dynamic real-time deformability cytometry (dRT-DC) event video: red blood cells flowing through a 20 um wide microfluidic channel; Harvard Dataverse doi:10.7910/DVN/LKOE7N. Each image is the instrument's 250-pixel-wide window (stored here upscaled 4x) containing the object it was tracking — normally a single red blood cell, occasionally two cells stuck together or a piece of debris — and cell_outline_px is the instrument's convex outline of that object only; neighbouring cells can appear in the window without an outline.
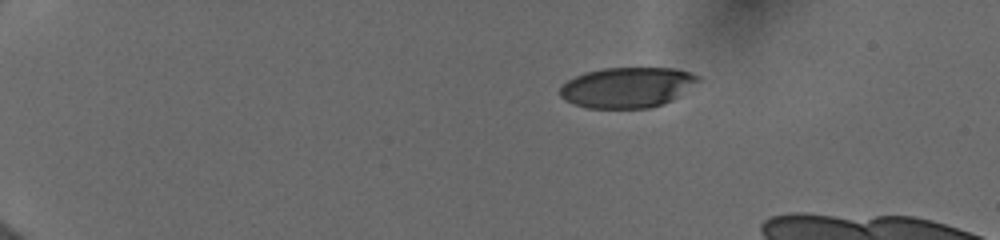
{"species": "human", "species_latin": "Homo sapiens", "temperature_condition": "cold", "stored_images_in_passage": 17, "camera_frame_rate_fps": 3000, "um_per_image_px": 0.085, "donor": {"sex": "female"}, "frame": {"image": 1, "passage_image": 1, "time_ms": 0.0, "image_size_px": [1000, 240], "cell_outline_px": [[700, 80], [672, 100], [648, 108], [588, 108], [564, 100], [560, 96], [560, 88], [568, 80], [584, 72], [604, 68], [672, 68], [688, 72], [700, 76]], "centroid_in_image_um": [53.29, 7.42], "position_along_channel_um": 31.7, "area_um2": 32.25}}
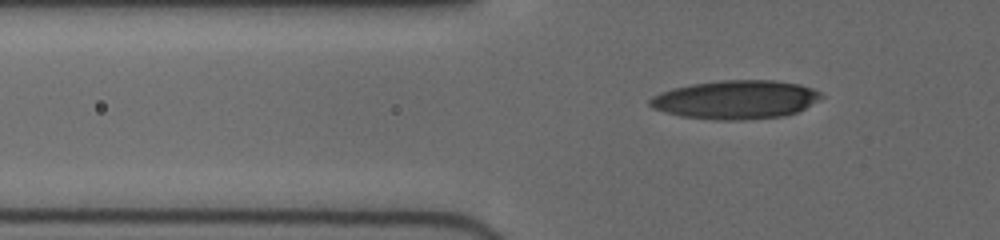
{"frame": {"image": 2, "passage_image": 10, "time_ms": 3.0, "image_size_px": [1000, 240], "cell_outline_px": [[824, 96], [804, 108], [796, 112], [784, 116], [740, 120], [716, 120], [680, 116], [664, 112], [652, 108], [648, 104], [648, 100], [652, 96], [660, 92], [672, 88], [692, 84], [720, 80], [776, 80], [800, 84], [812, 88], [820, 92]], "centroid_in_image_um": [62.5, 8.46], "position_along_channel_um": 63.3, "area_um2": 38.73}}
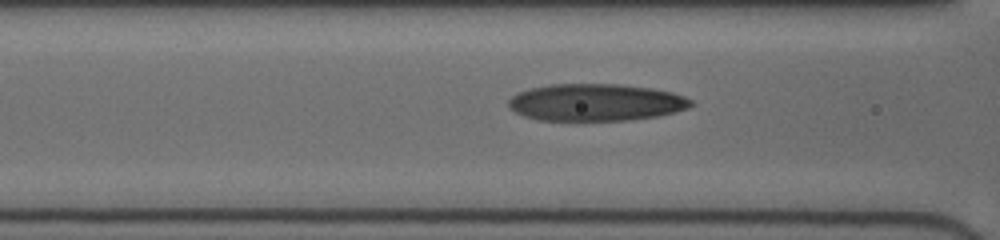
{"frame": {"image": 3, "passage_image": 15, "time_ms": 4.667, "image_size_px": [1000, 240], "cell_outline_px": [[696, 104], [688, 108], [656, 116], [628, 120], [540, 120], [524, 116], [508, 108], [508, 100], [516, 92], [532, 88], [552, 84], [620, 84], [652, 88], [672, 92], [684, 96], [692, 100]], "centroid_in_image_um": [50.64, 8.69], "position_along_channel_um": 116.0, "area_um2": 39.48}}